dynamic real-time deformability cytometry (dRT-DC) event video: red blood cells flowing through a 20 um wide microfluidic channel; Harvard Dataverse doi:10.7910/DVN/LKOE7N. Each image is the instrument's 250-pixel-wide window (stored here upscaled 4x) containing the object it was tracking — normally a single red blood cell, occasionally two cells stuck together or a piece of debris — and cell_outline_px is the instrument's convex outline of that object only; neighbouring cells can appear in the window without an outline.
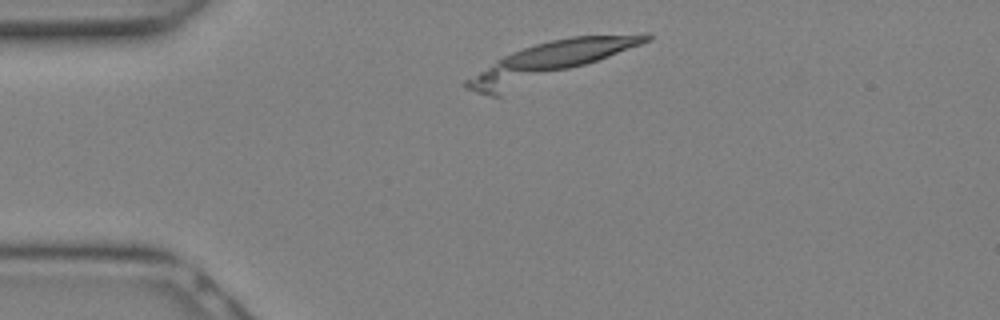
{"species": "Egyptian fruit bat (a non-hibernating species)", "species_latin": "Rousettus aegyptiacus", "temperature_condition": "warm", "stored_images_in_passage": 23, "camera_frame_rate_fps": 3000, "um_per_image_px": 0.085, "animal": {"sex": "female"}, "frame": {"image": 1, "passage_image": 1, "time_ms": 0.0, "image_size_px": [1000, 320], "cell_outline_px": [[652, 40], [500, 96], [492, 96], [476, 92], [464, 88], [464, 80], [496, 60], [512, 52], [536, 44], [552, 40], [572, 36], [644, 32], [652, 32]], "centroid_in_image_um": [46.65, 5.19], "position_along_channel_um": 38.3, "area_um2": 38.03}}
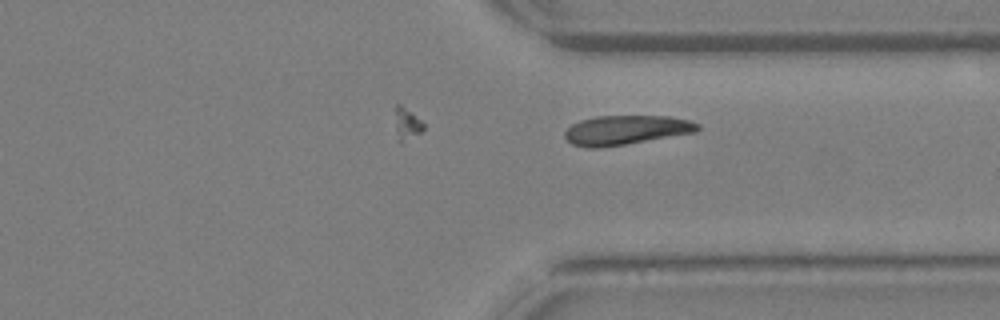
{"frame": {"image": 2, "passage_image": 16, "time_ms": 5.0, "image_size_px": [1000, 320], "cell_outline_px": [[700, 128], [696, 132], [624, 144], [592, 148], [588, 148], [572, 144], [564, 136], [564, 132], [572, 124], [580, 120], [596, 116], [668, 116], [688, 120], [700, 124]], "centroid_in_image_um": [53.2, 11.04], "position_along_channel_um": 358.2, "area_um2": 22.48}}